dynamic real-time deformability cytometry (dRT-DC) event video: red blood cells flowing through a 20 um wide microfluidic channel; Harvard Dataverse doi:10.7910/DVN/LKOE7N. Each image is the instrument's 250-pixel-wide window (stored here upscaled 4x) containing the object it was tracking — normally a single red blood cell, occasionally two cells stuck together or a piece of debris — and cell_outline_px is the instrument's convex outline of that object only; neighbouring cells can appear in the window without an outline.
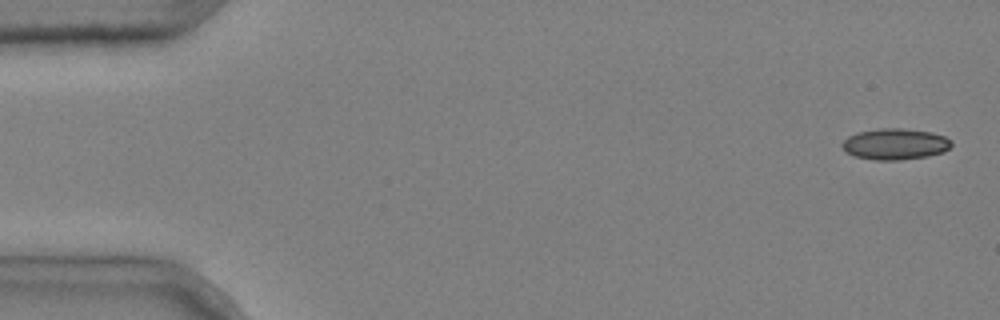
{"species": "common noctule bat (a hibernating species)", "species_latin": "Nyctalus noctula", "temperature_condition": "cold", "stored_images_in_passage": 5, "camera_frame_rate_fps": 3000, "um_per_image_px": 0.085, "animal": {"sex": "male", "body_mass_g": 20.4}, "frame": {"image": 1, "passage_image": 1, "time_ms": 0.0, "image_size_px": [1000, 320], "cell_outline_px": [[952, 144], [944, 152], [928, 156], [900, 160], [876, 160], [856, 156], [844, 152], [840, 144], [848, 136], [856, 132], [880, 128], [904, 128], [932, 132], [944, 136], [952, 140]], "centroid_in_image_um": [76.07, 12.24], "position_along_channel_um": 8.9, "area_um2": 20.06}}